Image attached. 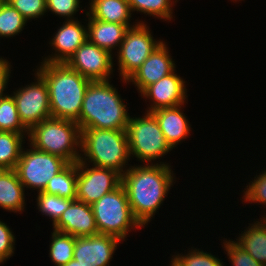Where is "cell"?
Masks as SVG:
<instances>
[{
  "mask_svg": "<svg viewBox=\"0 0 266 266\" xmlns=\"http://www.w3.org/2000/svg\"><path fill=\"white\" fill-rule=\"evenodd\" d=\"M145 165L130 166L122 175L131 211L142 227L155 215L175 179L169 163Z\"/></svg>",
  "mask_w": 266,
  "mask_h": 266,
  "instance_id": "6da1fadb",
  "label": "cell"
},
{
  "mask_svg": "<svg viewBox=\"0 0 266 266\" xmlns=\"http://www.w3.org/2000/svg\"><path fill=\"white\" fill-rule=\"evenodd\" d=\"M182 105L162 108L151 113L157 119L160 129L164 134L166 142L173 149L181 143V140L188 138L191 131L189 121L181 109Z\"/></svg>",
  "mask_w": 266,
  "mask_h": 266,
  "instance_id": "ac0fdd59",
  "label": "cell"
},
{
  "mask_svg": "<svg viewBox=\"0 0 266 266\" xmlns=\"http://www.w3.org/2000/svg\"><path fill=\"white\" fill-rule=\"evenodd\" d=\"M244 230L235 241L257 262L266 266V216L260 218Z\"/></svg>",
  "mask_w": 266,
  "mask_h": 266,
  "instance_id": "7402d4cb",
  "label": "cell"
},
{
  "mask_svg": "<svg viewBox=\"0 0 266 266\" xmlns=\"http://www.w3.org/2000/svg\"><path fill=\"white\" fill-rule=\"evenodd\" d=\"M37 208L43 215L49 216L54 225L62 213L74 201L73 199L60 197L58 195L46 194L44 192H37Z\"/></svg>",
  "mask_w": 266,
  "mask_h": 266,
  "instance_id": "f1b7e54d",
  "label": "cell"
},
{
  "mask_svg": "<svg viewBox=\"0 0 266 266\" xmlns=\"http://www.w3.org/2000/svg\"><path fill=\"white\" fill-rule=\"evenodd\" d=\"M168 49L166 43L162 42L126 82H132L142 93L148 86L176 70Z\"/></svg>",
  "mask_w": 266,
  "mask_h": 266,
  "instance_id": "9a60e30c",
  "label": "cell"
},
{
  "mask_svg": "<svg viewBox=\"0 0 266 266\" xmlns=\"http://www.w3.org/2000/svg\"><path fill=\"white\" fill-rule=\"evenodd\" d=\"M80 161L93 163L92 166L109 168L121 175L127 170L130 160L126 130L88 128L81 130ZM87 157V158H86Z\"/></svg>",
  "mask_w": 266,
  "mask_h": 266,
  "instance_id": "277c9868",
  "label": "cell"
},
{
  "mask_svg": "<svg viewBox=\"0 0 266 266\" xmlns=\"http://www.w3.org/2000/svg\"><path fill=\"white\" fill-rule=\"evenodd\" d=\"M35 75L37 81L19 88L12 95L20 120L28 130L52 117L47 85L37 73Z\"/></svg>",
  "mask_w": 266,
  "mask_h": 266,
  "instance_id": "8fae6325",
  "label": "cell"
},
{
  "mask_svg": "<svg viewBox=\"0 0 266 266\" xmlns=\"http://www.w3.org/2000/svg\"><path fill=\"white\" fill-rule=\"evenodd\" d=\"M32 147V148H31ZM69 163L58 156L35 149L22 150L15 168L24 188L43 192L52 177L62 171Z\"/></svg>",
  "mask_w": 266,
  "mask_h": 266,
  "instance_id": "ba28073f",
  "label": "cell"
},
{
  "mask_svg": "<svg viewBox=\"0 0 266 266\" xmlns=\"http://www.w3.org/2000/svg\"><path fill=\"white\" fill-rule=\"evenodd\" d=\"M171 265L170 266H182L173 256L171 258Z\"/></svg>",
  "mask_w": 266,
  "mask_h": 266,
  "instance_id": "74e56055",
  "label": "cell"
},
{
  "mask_svg": "<svg viewBox=\"0 0 266 266\" xmlns=\"http://www.w3.org/2000/svg\"><path fill=\"white\" fill-rule=\"evenodd\" d=\"M28 138L35 149L61 157L68 163L80 160L81 130L75 121L49 117L33 126Z\"/></svg>",
  "mask_w": 266,
  "mask_h": 266,
  "instance_id": "5b68a950",
  "label": "cell"
},
{
  "mask_svg": "<svg viewBox=\"0 0 266 266\" xmlns=\"http://www.w3.org/2000/svg\"><path fill=\"white\" fill-rule=\"evenodd\" d=\"M41 63L35 72L47 85L52 117L79 125L84 94L91 80L65 63Z\"/></svg>",
  "mask_w": 266,
  "mask_h": 266,
  "instance_id": "7a4b0ae2",
  "label": "cell"
},
{
  "mask_svg": "<svg viewBox=\"0 0 266 266\" xmlns=\"http://www.w3.org/2000/svg\"><path fill=\"white\" fill-rule=\"evenodd\" d=\"M79 3L80 0H46V8L66 20H74L73 16L80 8Z\"/></svg>",
  "mask_w": 266,
  "mask_h": 266,
  "instance_id": "836d02e7",
  "label": "cell"
},
{
  "mask_svg": "<svg viewBox=\"0 0 266 266\" xmlns=\"http://www.w3.org/2000/svg\"><path fill=\"white\" fill-rule=\"evenodd\" d=\"M119 242V238L102 233L75 237L73 259L81 266H109Z\"/></svg>",
  "mask_w": 266,
  "mask_h": 266,
  "instance_id": "4fadbf2b",
  "label": "cell"
},
{
  "mask_svg": "<svg viewBox=\"0 0 266 266\" xmlns=\"http://www.w3.org/2000/svg\"><path fill=\"white\" fill-rule=\"evenodd\" d=\"M87 12L92 18L108 23H119L128 28L144 23L142 20L130 25L132 11L127 0H90Z\"/></svg>",
  "mask_w": 266,
  "mask_h": 266,
  "instance_id": "ffe728a7",
  "label": "cell"
},
{
  "mask_svg": "<svg viewBox=\"0 0 266 266\" xmlns=\"http://www.w3.org/2000/svg\"><path fill=\"white\" fill-rule=\"evenodd\" d=\"M226 254L232 266H264L260 262H257L248 252H246L235 240H223Z\"/></svg>",
  "mask_w": 266,
  "mask_h": 266,
  "instance_id": "4dcf8cb0",
  "label": "cell"
},
{
  "mask_svg": "<svg viewBox=\"0 0 266 266\" xmlns=\"http://www.w3.org/2000/svg\"><path fill=\"white\" fill-rule=\"evenodd\" d=\"M141 117H130L127 136L130 157L148 164L172 150L166 142L159 123L151 112ZM133 155V156H132Z\"/></svg>",
  "mask_w": 266,
  "mask_h": 266,
  "instance_id": "52a82bcc",
  "label": "cell"
},
{
  "mask_svg": "<svg viewBox=\"0 0 266 266\" xmlns=\"http://www.w3.org/2000/svg\"><path fill=\"white\" fill-rule=\"evenodd\" d=\"M24 135L28 133L0 131V169L16 168L24 147Z\"/></svg>",
  "mask_w": 266,
  "mask_h": 266,
  "instance_id": "603a6c76",
  "label": "cell"
},
{
  "mask_svg": "<svg viewBox=\"0 0 266 266\" xmlns=\"http://www.w3.org/2000/svg\"><path fill=\"white\" fill-rule=\"evenodd\" d=\"M256 177L246 186L243 200L244 202H251V204L254 202L266 205V170Z\"/></svg>",
  "mask_w": 266,
  "mask_h": 266,
  "instance_id": "d6a6232c",
  "label": "cell"
},
{
  "mask_svg": "<svg viewBox=\"0 0 266 266\" xmlns=\"http://www.w3.org/2000/svg\"><path fill=\"white\" fill-rule=\"evenodd\" d=\"M65 21L49 43L53 46L52 49L55 50L54 55L51 54L48 58L45 57L42 62L65 63L88 40L87 26L84 27L78 19Z\"/></svg>",
  "mask_w": 266,
  "mask_h": 266,
  "instance_id": "e0dca14e",
  "label": "cell"
},
{
  "mask_svg": "<svg viewBox=\"0 0 266 266\" xmlns=\"http://www.w3.org/2000/svg\"><path fill=\"white\" fill-rule=\"evenodd\" d=\"M117 89L108 81H91L79 115L80 130H126L130 115Z\"/></svg>",
  "mask_w": 266,
  "mask_h": 266,
  "instance_id": "3957f363",
  "label": "cell"
},
{
  "mask_svg": "<svg viewBox=\"0 0 266 266\" xmlns=\"http://www.w3.org/2000/svg\"><path fill=\"white\" fill-rule=\"evenodd\" d=\"M113 55L88 40L65 62L91 81H108L113 72Z\"/></svg>",
  "mask_w": 266,
  "mask_h": 266,
  "instance_id": "7c38bea8",
  "label": "cell"
},
{
  "mask_svg": "<svg viewBox=\"0 0 266 266\" xmlns=\"http://www.w3.org/2000/svg\"><path fill=\"white\" fill-rule=\"evenodd\" d=\"M53 230L74 237L98 234L91 205L74 200L53 225Z\"/></svg>",
  "mask_w": 266,
  "mask_h": 266,
  "instance_id": "2e32d148",
  "label": "cell"
},
{
  "mask_svg": "<svg viewBox=\"0 0 266 266\" xmlns=\"http://www.w3.org/2000/svg\"><path fill=\"white\" fill-rule=\"evenodd\" d=\"M77 163H69L50 179L44 193L76 200Z\"/></svg>",
  "mask_w": 266,
  "mask_h": 266,
  "instance_id": "cb8c5ba5",
  "label": "cell"
},
{
  "mask_svg": "<svg viewBox=\"0 0 266 266\" xmlns=\"http://www.w3.org/2000/svg\"><path fill=\"white\" fill-rule=\"evenodd\" d=\"M0 131L29 133L20 120L12 94L0 98Z\"/></svg>",
  "mask_w": 266,
  "mask_h": 266,
  "instance_id": "484cf974",
  "label": "cell"
},
{
  "mask_svg": "<svg viewBox=\"0 0 266 266\" xmlns=\"http://www.w3.org/2000/svg\"><path fill=\"white\" fill-rule=\"evenodd\" d=\"M15 245V236L13 235L12 230L5 224L0 221V264H3L6 259L14 253Z\"/></svg>",
  "mask_w": 266,
  "mask_h": 266,
  "instance_id": "e575fe53",
  "label": "cell"
},
{
  "mask_svg": "<svg viewBox=\"0 0 266 266\" xmlns=\"http://www.w3.org/2000/svg\"><path fill=\"white\" fill-rule=\"evenodd\" d=\"M77 162L76 200L92 205L122 184V175L109 168ZM88 166V168H87Z\"/></svg>",
  "mask_w": 266,
  "mask_h": 266,
  "instance_id": "30bf717a",
  "label": "cell"
},
{
  "mask_svg": "<svg viewBox=\"0 0 266 266\" xmlns=\"http://www.w3.org/2000/svg\"><path fill=\"white\" fill-rule=\"evenodd\" d=\"M27 21L9 2L0 0V37L17 35L24 29Z\"/></svg>",
  "mask_w": 266,
  "mask_h": 266,
  "instance_id": "d4e9b609",
  "label": "cell"
},
{
  "mask_svg": "<svg viewBox=\"0 0 266 266\" xmlns=\"http://www.w3.org/2000/svg\"><path fill=\"white\" fill-rule=\"evenodd\" d=\"M85 14L88 16V41L113 54L112 50H114V48L117 49L116 47H120L124 40L125 33L129 28L119 23H108L96 20L87 12Z\"/></svg>",
  "mask_w": 266,
  "mask_h": 266,
  "instance_id": "d6986e66",
  "label": "cell"
},
{
  "mask_svg": "<svg viewBox=\"0 0 266 266\" xmlns=\"http://www.w3.org/2000/svg\"><path fill=\"white\" fill-rule=\"evenodd\" d=\"M64 266H81V265L78 264V261L77 260L72 259L67 264H65Z\"/></svg>",
  "mask_w": 266,
  "mask_h": 266,
  "instance_id": "8d00e7d4",
  "label": "cell"
},
{
  "mask_svg": "<svg viewBox=\"0 0 266 266\" xmlns=\"http://www.w3.org/2000/svg\"><path fill=\"white\" fill-rule=\"evenodd\" d=\"M174 70L169 75L148 86L141 96L148 98L151 105L146 112L156 111L162 108H171L183 105L187 99L185 81Z\"/></svg>",
  "mask_w": 266,
  "mask_h": 266,
  "instance_id": "5bb4252c",
  "label": "cell"
},
{
  "mask_svg": "<svg viewBox=\"0 0 266 266\" xmlns=\"http://www.w3.org/2000/svg\"><path fill=\"white\" fill-rule=\"evenodd\" d=\"M131 11L141 12L152 17L160 18L165 21L172 19V6L176 1L173 0H127Z\"/></svg>",
  "mask_w": 266,
  "mask_h": 266,
  "instance_id": "83f0119b",
  "label": "cell"
},
{
  "mask_svg": "<svg viewBox=\"0 0 266 266\" xmlns=\"http://www.w3.org/2000/svg\"><path fill=\"white\" fill-rule=\"evenodd\" d=\"M6 61H8V60L4 59V57L3 58L0 57V62H6Z\"/></svg>",
  "mask_w": 266,
  "mask_h": 266,
  "instance_id": "f35d334b",
  "label": "cell"
},
{
  "mask_svg": "<svg viewBox=\"0 0 266 266\" xmlns=\"http://www.w3.org/2000/svg\"><path fill=\"white\" fill-rule=\"evenodd\" d=\"M91 207L98 233L112 235L125 241L132 228L142 227L133 216L122 184L112 192L103 195Z\"/></svg>",
  "mask_w": 266,
  "mask_h": 266,
  "instance_id": "8992f818",
  "label": "cell"
},
{
  "mask_svg": "<svg viewBox=\"0 0 266 266\" xmlns=\"http://www.w3.org/2000/svg\"><path fill=\"white\" fill-rule=\"evenodd\" d=\"M28 21L41 18L47 12L46 0H6Z\"/></svg>",
  "mask_w": 266,
  "mask_h": 266,
  "instance_id": "1f68e13d",
  "label": "cell"
},
{
  "mask_svg": "<svg viewBox=\"0 0 266 266\" xmlns=\"http://www.w3.org/2000/svg\"><path fill=\"white\" fill-rule=\"evenodd\" d=\"M11 66L9 61L0 62V98L5 96L4 90H6V86L8 85V80L11 77Z\"/></svg>",
  "mask_w": 266,
  "mask_h": 266,
  "instance_id": "d590c367",
  "label": "cell"
},
{
  "mask_svg": "<svg viewBox=\"0 0 266 266\" xmlns=\"http://www.w3.org/2000/svg\"><path fill=\"white\" fill-rule=\"evenodd\" d=\"M182 266H224L223 262L211 253L192 248L186 255L173 256Z\"/></svg>",
  "mask_w": 266,
  "mask_h": 266,
  "instance_id": "f546056e",
  "label": "cell"
},
{
  "mask_svg": "<svg viewBox=\"0 0 266 266\" xmlns=\"http://www.w3.org/2000/svg\"><path fill=\"white\" fill-rule=\"evenodd\" d=\"M150 31L145 23H138L126 31L117 52L119 75L124 83L163 42L156 41Z\"/></svg>",
  "mask_w": 266,
  "mask_h": 266,
  "instance_id": "9c48e42d",
  "label": "cell"
},
{
  "mask_svg": "<svg viewBox=\"0 0 266 266\" xmlns=\"http://www.w3.org/2000/svg\"><path fill=\"white\" fill-rule=\"evenodd\" d=\"M15 169H0V207L7 211L25 209V190Z\"/></svg>",
  "mask_w": 266,
  "mask_h": 266,
  "instance_id": "44dd1931",
  "label": "cell"
},
{
  "mask_svg": "<svg viewBox=\"0 0 266 266\" xmlns=\"http://www.w3.org/2000/svg\"><path fill=\"white\" fill-rule=\"evenodd\" d=\"M50 244V258L56 266H64L73 259L75 237L53 230Z\"/></svg>",
  "mask_w": 266,
  "mask_h": 266,
  "instance_id": "4316f807",
  "label": "cell"
}]
</instances>
